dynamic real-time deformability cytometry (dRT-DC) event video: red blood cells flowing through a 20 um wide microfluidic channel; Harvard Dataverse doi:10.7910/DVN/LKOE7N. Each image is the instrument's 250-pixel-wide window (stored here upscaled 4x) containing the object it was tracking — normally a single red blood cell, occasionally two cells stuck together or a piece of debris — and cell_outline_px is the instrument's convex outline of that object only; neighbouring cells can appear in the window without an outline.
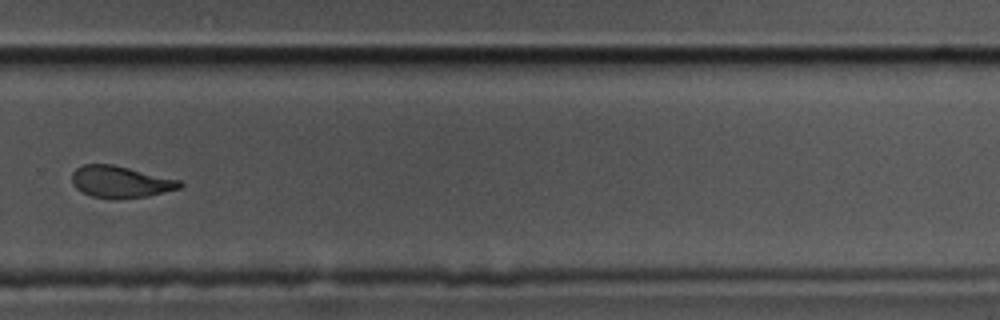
{"species": "common noctule bat (a hibernating species)", "species_latin": "Nyctalus noctula", "temperature_condition": "cold", "stored_images_in_passage": 15, "camera_frame_rate_fps": 3000, "um_per_image_px": 0.085, "animal": {"sex": "male", "body_mass_g": 17.5, "forearm_length_mm": 52.3}, "frame": {"image": 1, "passage_image": 11, "time_ms": 3.333, "image_size_px": [1000, 320], "cell_outline_px": [[184, 184], [180, 188], [148, 196], [112, 200], [92, 196], [76, 188], [72, 184], [72, 172], [76, 168], [84, 164], [112, 164], [180, 180]], "centroid_in_image_um": [10.23, 15.46], "position_along_channel_um": 319.6, "area_um2": 20.0}}